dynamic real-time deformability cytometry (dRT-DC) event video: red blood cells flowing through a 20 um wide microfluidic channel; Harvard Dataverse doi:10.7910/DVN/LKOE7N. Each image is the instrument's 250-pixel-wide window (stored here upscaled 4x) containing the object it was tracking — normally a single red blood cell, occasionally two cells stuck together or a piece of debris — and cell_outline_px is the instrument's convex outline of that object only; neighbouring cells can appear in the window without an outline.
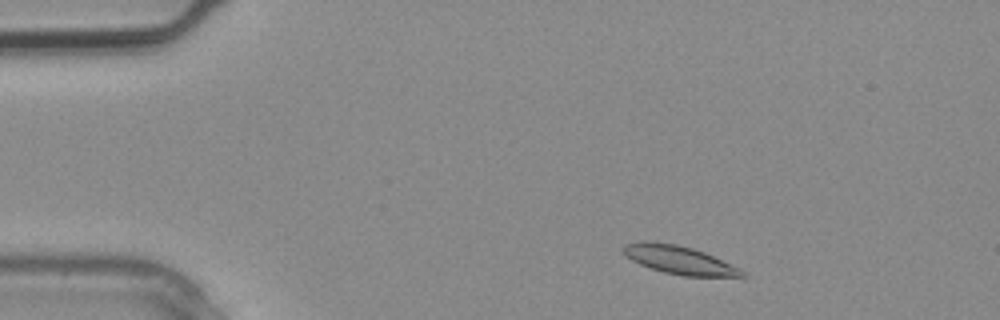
{"species": "common noctule bat (a hibernating species)", "species_latin": "Nyctalus noctula", "temperature_condition": "warm", "stored_images_in_passage": 2, "camera_frame_rate_fps": 3000, "um_per_image_px": 0.085, "animal": {"sex": "male", "body_mass_g": 20.4}, "frame": {"image": 1, "passage_image": 1, "time_ms": 0.0, "image_size_px": [1000, 320], "cell_outline_px": [[748, 276], [684, 276], [664, 272], [640, 264], [624, 256], [620, 248], [624, 244], [640, 240], [648, 240], [676, 244], [692, 248], [704, 252], [740, 268]], "centroid_in_image_um": [57.65, 22.06], "position_along_channel_um": 27.3, "area_um2": 19.65}}